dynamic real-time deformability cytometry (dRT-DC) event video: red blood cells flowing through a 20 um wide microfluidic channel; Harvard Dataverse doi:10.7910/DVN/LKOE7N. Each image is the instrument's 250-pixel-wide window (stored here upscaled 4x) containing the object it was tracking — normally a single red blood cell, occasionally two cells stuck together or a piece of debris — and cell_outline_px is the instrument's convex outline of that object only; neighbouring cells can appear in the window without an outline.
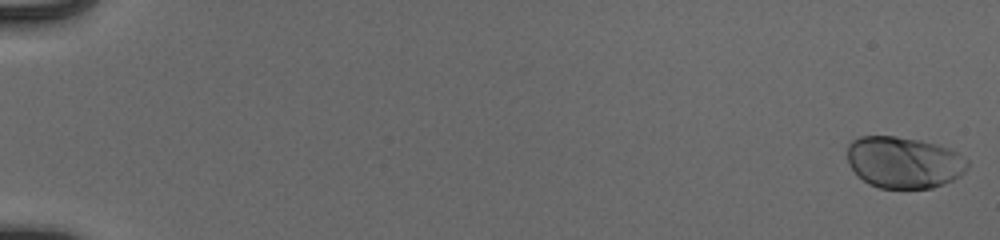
{"species": "human", "species_latin": "Homo sapiens", "temperature_condition": "cold", "stored_images_in_passage": 55, "camera_frame_rate_fps": 3000, "um_per_image_px": 0.085, "donor": {"sex": "male"}, "frame": {"image": 1, "passage_image": 1, "time_ms": 0.0, "image_size_px": [1000, 240], "cell_outline_px": [[968, 168], [960, 176], [944, 184], [932, 188], [880, 188], [868, 184], [848, 164], [848, 144], [852, 140], [860, 136], [896, 136], [920, 140], [936, 144], [948, 148], [956, 152], [968, 160]], "centroid_in_image_um": [76.83, 13.8], "position_along_channel_um": 8.2, "area_um2": 36.13}}
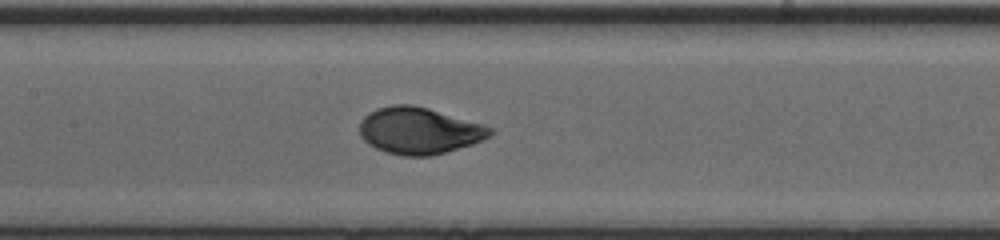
{"frame": {"image": 2, "passage_image": 29, "time_ms": 9.333, "image_size_px": [1000, 240], "cell_outline_px": [[496, 128], [488, 136], [472, 144], [432, 156], [404, 156], [384, 152], [368, 144], [360, 136], [360, 120], [368, 112], [376, 108], [392, 104], [412, 104], [428, 108], [484, 124]], "centroid_in_image_um": [35.6, 11.1], "position_along_channel_um": 171.8, "area_um2": 35.72}}
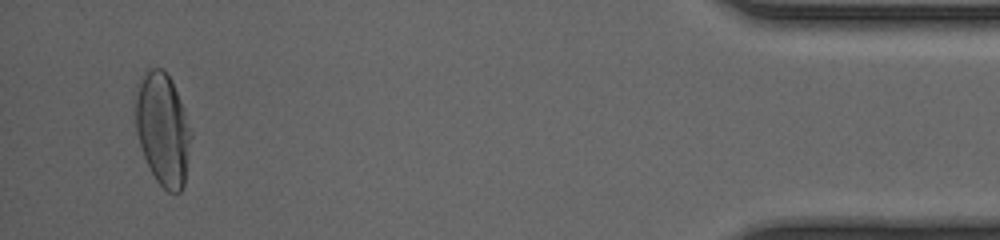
{"frame": {"image": 3, "passage_image": 53, "time_ms": 17.333, "image_size_px": [1000, 240], "cell_outline_px": [[192, 136], [184, 184], [180, 192], [168, 192], [156, 180], [144, 156], [136, 132], [136, 84], [144, 68], [160, 68], [172, 80], [180, 100], [192, 132]], "centroid_in_image_um": [13.83, 10.94], "position_along_channel_um": 421.4, "area_um2": 36.41}, "authors_computed_cell_mechanics": {"area_um2": 35.3736, "velocity_mm_per_s": 3.9221, "shape_relaxation_time_tau1_ms": 3.5798, "shape_relaxation_time_tau2_ms": null, "deformation_change_tau1": 0.1818, "deformation_change_tau2": null}}